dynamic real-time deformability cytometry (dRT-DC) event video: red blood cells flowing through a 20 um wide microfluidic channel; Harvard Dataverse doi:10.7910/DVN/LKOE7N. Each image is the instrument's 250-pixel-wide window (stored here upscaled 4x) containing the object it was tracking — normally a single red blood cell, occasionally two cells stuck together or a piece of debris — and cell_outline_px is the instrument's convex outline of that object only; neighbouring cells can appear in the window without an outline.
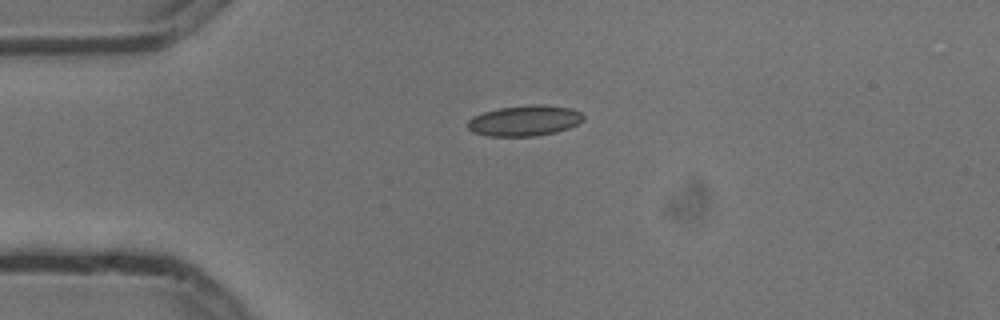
{"species": "common noctule bat (a hibernating species)", "species_latin": "Nyctalus noctula", "temperature_condition": "cold", "stored_images_in_passage": 2, "camera_frame_rate_fps": 3000, "um_per_image_px": 0.085, "animal": {"sex": "male", "body_mass_g": 13.3}, "frame": {"image": 1, "passage_image": 1, "time_ms": 0.0, "image_size_px": [1000, 320], "cell_outline_px": [[584, 120], [568, 128], [556, 132], [536, 136], [488, 136], [472, 132], [468, 128], [468, 120], [472, 116], [484, 112], [500, 108], [532, 104], [540, 104], [572, 108], [580, 112], [584, 116]], "centroid_in_image_um": [44.59, 10.25], "position_along_channel_um": 40.4, "area_um2": 20.69}}